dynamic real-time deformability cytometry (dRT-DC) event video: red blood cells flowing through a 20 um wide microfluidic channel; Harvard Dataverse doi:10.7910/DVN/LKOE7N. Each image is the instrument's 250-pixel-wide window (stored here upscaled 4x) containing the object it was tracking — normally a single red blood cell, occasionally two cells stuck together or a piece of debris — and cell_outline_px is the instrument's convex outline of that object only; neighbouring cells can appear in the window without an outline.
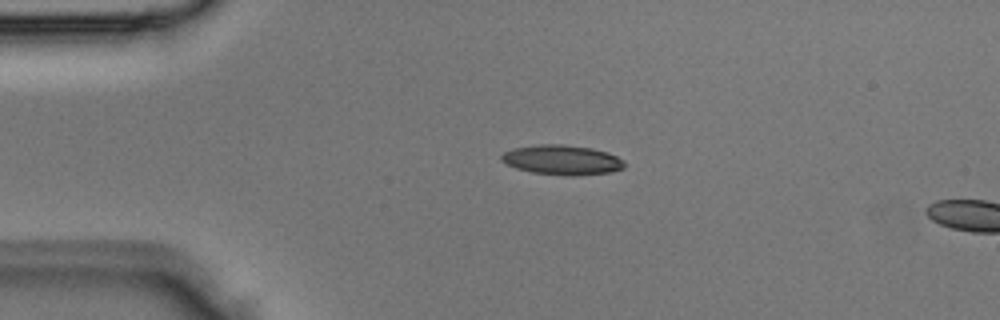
{"species": "Egyptian fruit bat (a non-hibernating species)", "species_latin": "Rousettus aegyptiacus", "temperature_condition": "room temperature", "stored_images_in_passage": 3, "camera_frame_rate_fps": 3000, "um_per_image_px": 0.085, "animal": {"sex": "male"}, "frame": {"image": 1, "passage_image": 2, "time_ms": 0.333, "image_size_px": [1000, 320], "cell_outline_px": [[628, 164], [624, 168], [612, 172], [572, 176], [532, 172], [516, 168], [500, 160], [500, 156], [504, 152], [512, 148], [540, 144], [564, 144], [592, 148], [608, 152], [624, 160]], "centroid_in_image_um": [47.81, 13.59], "position_along_channel_um": 37.2, "area_um2": 21.5}}